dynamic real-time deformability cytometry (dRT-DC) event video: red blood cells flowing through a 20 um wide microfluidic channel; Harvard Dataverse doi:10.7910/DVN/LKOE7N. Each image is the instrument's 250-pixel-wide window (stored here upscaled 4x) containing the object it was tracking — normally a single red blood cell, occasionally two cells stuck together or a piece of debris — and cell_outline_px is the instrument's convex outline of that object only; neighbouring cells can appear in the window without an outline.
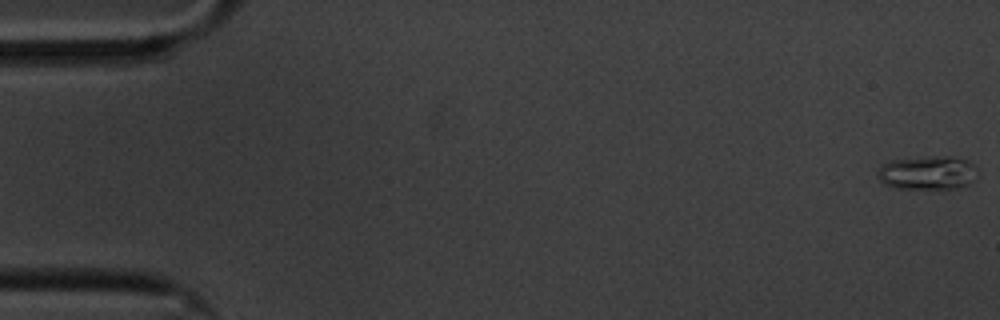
{"species": "common noctule bat (a hibernating species)", "species_latin": "Nyctalus noctula", "temperature_condition": "cold", "stored_images_in_passage": 15, "camera_frame_rate_fps": 3000, "um_per_image_px": 0.085, "animal": {"sex": "male", "body_mass_g": 20.1, "forearm_length_mm": 53.5}, "frame": {"image": 1, "passage_image": 1, "time_ms": 0.0, "image_size_px": [1000, 320], "cell_outline_px": [[976, 176], [968, 184], [956, 188], [892, 188], [884, 184], [876, 176], [876, 172], [884, 164], [892, 160], [932, 156], [952, 156], [968, 160], [976, 168]], "centroid_in_image_um": [78.82, 14.68], "position_along_channel_um": 6.2, "area_um2": 19.59}}